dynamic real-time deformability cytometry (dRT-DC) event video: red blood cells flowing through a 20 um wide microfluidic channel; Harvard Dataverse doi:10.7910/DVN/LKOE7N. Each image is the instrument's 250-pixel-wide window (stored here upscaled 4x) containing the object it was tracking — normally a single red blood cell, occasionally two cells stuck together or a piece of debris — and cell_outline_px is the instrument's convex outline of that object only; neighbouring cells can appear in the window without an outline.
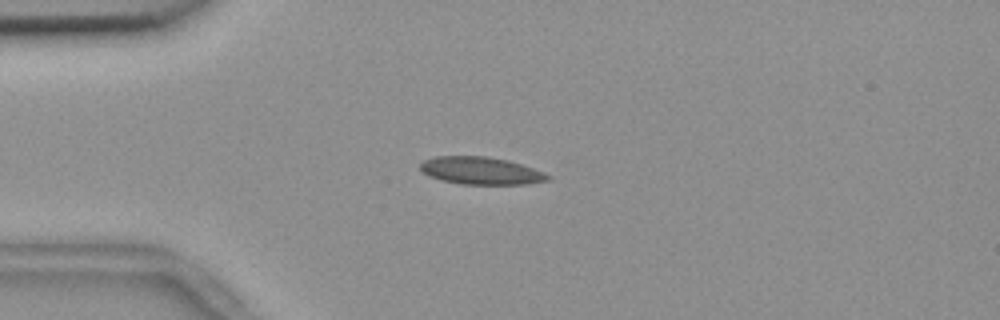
{"species": "common noctule bat (a hibernating species)", "species_latin": "Nyctalus noctula", "temperature_condition": "room temperature", "stored_images_in_passage": 54, "camera_frame_rate_fps": 3000, "um_per_image_px": 0.085, "animal": {"sex": "female", "body_mass_g": 18.4}, "frame": {"image": 1, "passage_image": 13, "time_ms": 4.0, "image_size_px": [1000, 320], "cell_outline_px": [[552, 176], [548, 180], [524, 184], [460, 184], [440, 180], [424, 172], [420, 168], [420, 164], [424, 160], [436, 156], [484, 156], [508, 160], [544, 172]], "centroid_in_image_um": [40.88, 14.51], "position_along_channel_um": 44.1, "area_um2": 20.23}}
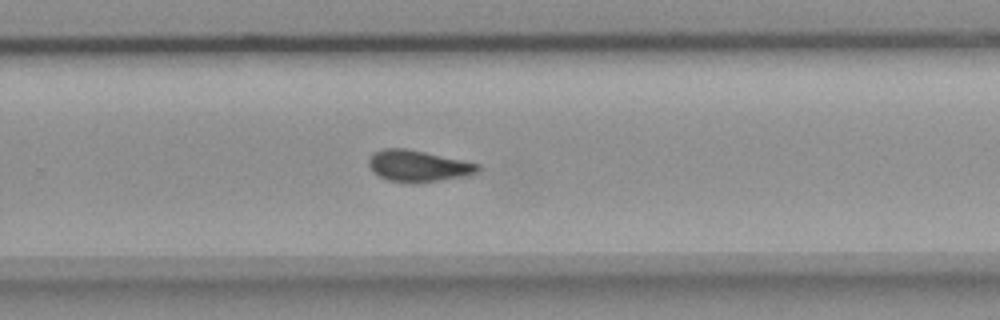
{"frame": {"image": 2, "passage_image": 35, "time_ms": 11.333, "image_size_px": [1000, 320], "cell_outline_px": [[480, 172], [464, 176], [416, 184], [388, 180], [372, 172], [368, 164], [368, 160], [372, 152], [380, 148], [408, 148], [480, 164]], "centroid_in_image_um": [35.51, 14.1], "position_along_channel_um": 294.3, "area_um2": 20.29}}
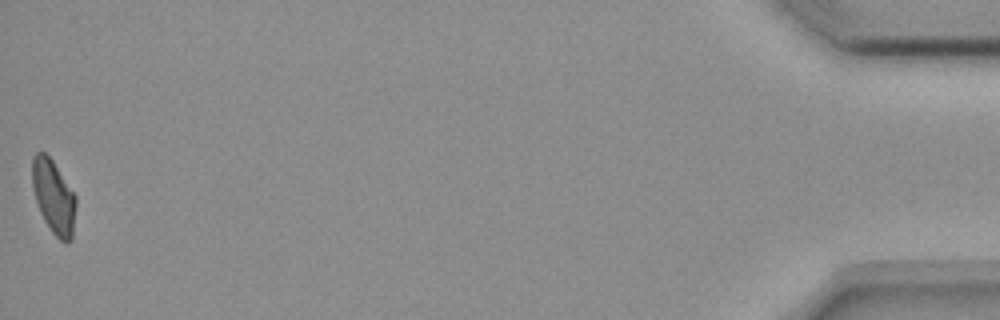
{"frame": {"image": 3, "passage_image": 54, "time_ms": 17.667, "image_size_px": [1000, 320], "cell_outline_px": [[76, 204], [72, 240], [68, 244], [64, 244], [52, 232], [44, 220], [40, 212], [32, 188], [32, 156], [36, 152], [44, 152], [52, 160], [76, 196]], "centroid_in_image_um": [4.56, 16.75], "position_along_channel_um": 430.6, "area_um2": 18.84}, "authors_computed_cell_mechanics": {"area_um2": 19.7676, "velocity_mm_per_s": 3.6851, "shape_relaxation_time_tau1_ms": 7.6695, "shape_relaxation_time_tau2_ms": 1.3584, "deformation_change_tau1": 0.1768, "deformation_change_tau2": 0.0844}}